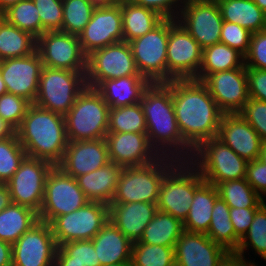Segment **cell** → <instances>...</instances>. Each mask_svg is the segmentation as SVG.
<instances>
[{
    "mask_svg": "<svg viewBox=\"0 0 266 266\" xmlns=\"http://www.w3.org/2000/svg\"><path fill=\"white\" fill-rule=\"evenodd\" d=\"M172 99L181 136L193 150L217 137L223 113L202 81L172 80Z\"/></svg>",
    "mask_w": 266,
    "mask_h": 266,
    "instance_id": "obj_1",
    "label": "cell"
},
{
    "mask_svg": "<svg viewBox=\"0 0 266 266\" xmlns=\"http://www.w3.org/2000/svg\"><path fill=\"white\" fill-rule=\"evenodd\" d=\"M140 104L146 119L150 145L159 156L190 161L194 150L183 140L172 99V81L151 83Z\"/></svg>",
    "mask_w": 266,
    "mask_h": 266,
    "instance_id": "obj_2",
    "label": "cell"
},
{
    "mask_svg": "<svg viewBox=\"0 0 266 266\" xmlns=\"http://www.w3.org/2000/svg\"><path fill=\"white\" fill-rule=\"evenodd\" d=\"M27 156L57 166L68 145L64 115L30 104L15 131Z\"/></svg>",
    "mask_w": 266,
    "mask_h": 266,
    "instance_id": "obj_3",
    "label": "cell"
},
{
    "mask_svg": "<svg viewBox=\"0 0 266 266\" xmlns=\"http://www.w3.org/2000/svg\"><path fill=\"white\" fill-rule=\"evenodd\" d=\"M178 162L176 159L160 156L147 165L123 167L111 203L157 204L161 182Z\"/></svg>",
    "mask_w": 266,
    "mask_h": 266,
    "instance_id": "obj_4",
    "label": "cell"
},
{
    "mask_svg": "<svg viewBox=\"0 0 266 266\" xmlns=\"http://www.w3.org/2000/svg\"><path fill=\"white\" fill-rule=\"evenodd\" d=\"M109 105L95 89L87 87L64 116L68 142L103 139L108 133Z\"/></svg>",
    "mask_w": 266,
    "mask_h": 266,
    "instance_id": "obj_5",
    "label": "cell"
},
{
    "mask_svg": "<svg viewBox=\"0 0 266 266\" xmlns=\"http://www.w3.org/2000/svg\"><path fill=\"white\" fill-rule=\"evenodd\" d=\"M205 182H221L246 178L247 161L217 137L203 141L189 161Z\"/></svg>",
    "mask_w": 266,
    "mask_h": 266,
    "instance_id": "obj_6",
    "label": "cell"
},
{
    "mask_svg": "<svg viewBox=\"0 0 266 266\" xmlns=\"http://www.w3.org/2000/svg\"><path fill=\"white\" fill-rule=\"evenodd\" d=\"M85 73L43 66L34 104L65 116L87 86Z\"/></svg>",
    "mask_w": 266,
    "mask_h": 266,
    "instance_id": "obj_7",
    "label": "cell"
},
{
    "mask_svg": "<svg viewBox=\"0 0 266 266\" xmlns=\"http://www.w3.org/2000/svg\"><path fill=\"white\" fill-rule=\"evenodd\" d=\"M204 182L189 161H179L163 178L157 208L182 222L187 218L195 190Z\"/></svg>",
    "mask_w": 266,
    "mask_h": 266,
    "instance_id": "obj_8",
    "label": "cell"
},
{
    "mask_svg": "<svg viewBox=\"0 0 266 266\" xmlns=\"http://www.w3.org/2000/svg\"><path fill=\"white\" fill-rule=\"evenodd\" d=\"M169 19H163L147 34L129 43L137 70L151 83H167Z\"/></svg>",
    "mask_w": 266,
    "mask_h": 266,
    "instance_id": "obj_9",
    "label": "cell"
},
{
    "mask_svg": "<svg viewBox=\"0 0 266 266\" xmlns=\"http://www.w3.org/2000/svg\"><path fill=\"white\" fill-rule=\"evenodd\" d=\"M87 202L89 200L79 187L77 179L54 166L46 179L44 199L38 218L50 224L56 217L76 211Z\"/></svg>",
    "mask_w": 266,
    "mask_h": 266,
    "instance_id": "obj_10",
    "label": "cell"
},
{
    "mask_svg": "<svg viewBox=\"0 0 266 266\" xmlns=\"http://www.w3.org/2000/svg\"><path fill=\"white\" fill-rule=\"evenodd\" d=\"M140 75L128 42L122 41L93 51L86 59L87 87L97 88L103 81Z\"/></svg>",
    "mask_w": 266,
    "mask_h": 266,
    "instance_id": "obj_11",
    "label": "cell"
},
{
    "mask_svg": "<svg viewBox=\"0 0 266 266\" xmlns=\"http://www.w3.org/2000/svg\"><path fill=\"white\" fill-rule=\"evenodd\" d=\"M108 220V204L89 201L76 211L56 217L50 226L59 247L70 241L93 239Z\"/></svg>",
    "mask_w": 266,
    "mask_h": 266,
    "instance_id": "obj_12",
    "label": "cell"
},
{
    "mask_svg": "<svg viewBox=\"0 0 266 266\" xmlns=\"http://www.w3.org/2000/svg\"><path fill=\"white\" fill-rule=\"evenodd\" d=\"M167 82L195 79L202 63V48L184 26L169 19L167 43Z\"/></svg>",
    "mask_w": 266,
    "mask_h": 266,
    "instance_id": "obj_13",
    "label": "cell"
},
{
    "mask_svg": "<svg viewBox=\"0 0 266 266\" xmlns=\"http://www.w3.org/2000/svg\"><path fill=\"white\" fill-rule=\"evenodd\" d=\"M54 165L48 161L26 156L19 169L6 183L13 203L29 207L39 213L45 183Z\"/></svg>",
    "mask_w": 266,
    "mask_h": 266,
    "instance_id": "obj_14",
    "label": "cell"
},
{
    "mask_svg": "<svg viewBox=\"0 0 266 266\" xmlns=\"http://www.w3.org/2000/svg\"><path fill=\"white\" fill-rule=\"evenodd\" d=\"M36 50L45 67L86 72L87 56L78 35L46 31L37 38Z\"/></svg>",
    "mask_w": 266,
    "mask_h": 266,
    "instance_id": "obj_15",
    "label": "cell"
},
{
    "mask_svg": "<svg viewBox=\"0 0 266 266\" xmlns=\"http://www.w3.org/2000/svg\"><path fill=\"white\" fill-rule=\"evenodd\" d=\"M177 21L202 49L220 43L223 19L216 0H186Z\"/></svg>",
    "mask_w": 266,
    "mask_h": 266,
    "instance_id": "obj_16",
    "label": "cell"
},
{
    "mask_svg": "<svg viewBox=\"0 0 266 266\" xmlns=\"http://www.w3.org/2000/svg\"><path fill=\"white\" fill-rule=\"evenodd\" d=\"M57 249L50 224L39 220L12 244V266H53Z\"/></svg>",
    "mask_w": 266,
    "mask_h": 266,
    "instance_id": "obj_17",
    "label": "cell"
},
{
    "mask_svg": "<svg viewBox=\"0 0 266 266\" xmlns=\"http://www.w3.org/2000/svg\"><path fill=\"white\" fill-rule=\"evenodd\" d=\"M83 53L123 41L121 1L111 6L96 7L89 23L78 35Z\"/></svg>",
    "mask_w": 266,
    "mask_h": 266,
    "instance_id": "obj_18",
    "label": "cell"
},
{
    "mask_svg": "<svg viewBox=\"0 0 266 266\" xmlns=\"http://www.w3.org/2000/svg\"><path fill=\"white\" fill-rule=\"evenodd\" d=\"M202 82L223 114L239 113L249 99L245 65L209 74Z\"/></svg>",
    "mask_w": 266,
    "mask_h": 266,
    "instance_id": "obj_19",
    "label": "cell"
},
{
    "mask_svg": "<svg viewBox=\"0 0 266 266\" xmlns=\"http://www.w3.org/2000/svg\"><path fill=\"white\" fill-rule=\"evenodd\" d=\"M43 63L37 50L27 56L0 61V74L8 93L35 102Z\"/></svg>",
    "mask_w": 266,
    "mask_h": 266,
    "instance_id": "obj_20",
    "label": "cell"
},
{
    "mask_svg": "<svg viewBox=\"0 0 266 266\" xmlns=\"http://www.w3.org/2000/svg\"><path fill=\"white\" fill-rule=\"evenodd\" d=\"M105 141L109 160L122 167L147 165L160 157L146 133H107Z\"/></svg>",
    "mask_w": 266,
    "mask_h": 266,
    "instance_id": "obj_21",
    "label": "cell"
},
{
    "mask_svg": "<svg viewBox=\"0 0 266 266\" xmlns=\"http://www.w3.org/2000/svg\"><path fill=\"white\" fill-rule=\"evenodd\" d=\"M105 138L68 142L62 161L57 165L65 174L77 178L104 167L109 162Z\"/></svg>",
    "mask_w": 266,
    "mask_h": 266,
    "instance_id": "obj_22",
    "label": "cell"
},
{
    "mask_svg": "<svg viewBox=\"0 0 266 266\" xmlns=\"http://www.w3.org/2000/svg\"><path fill=\"white\" fill-rule=\"evenodd\" d=\"M228 253L205 233L184 231L175 245L178 266H218Z\"/></svg>",
    "mask_w": 266,
    "mask_h": 266,
    "instance_id": "obj_23",
    "label": "cell"
},
{
    "mask_svg": "<svg viewBox=\"0 0 266 266\" xmlns=\"http://www.w3.org/2000/svg\"><path fill=\"white\" fill-rule=\"evenodd\" d=\"M217 138L247 162L258 159L263 143L258 133L238 113L222 115Z\"/></svg>",
    "mask_w": 266,
    "mask_h": 266,
    "instance_id": "obj_24",
    "label": "cell"
},
{
    "mask_svg": "<svg viewBox=\"0 0 266 266\" xmlns=\"http://www.w3.org/2000/svg\"><path fill=\"white\" fill-rule=\"evenodd\" d=\"M109 220L131 241H139L157 212L156 203H110Z\"/></svg>",
    "mask_w": 266,
    "mask_h": 266,
    "instance_id": "obj_25",
    "label": "cell"
},
{
    "mask_svg": "<svg viewBox=\"0 0 266 266\" xmlns=\"http://www.w3.org/2000/svg\"><path fill=\"white\" fill-rule=\"evenodd\" d=\"M100 266L131 261L132 243L110 220L91 239Z\"/></svg>",
    "mask_w": 266,
    "mask_h": 266,
    "instance_id": "obj_26",
    "label": "cell"
},
{
    "mask_svg": "<svg viewBox=\"0 0 266 266\" xmlns=\"http://www.w3.org/2000/svg\"><path fill=\"white\" fill-rule=\"evenodd\" d=\"M151 82L142 75H132L103 81L96 90L109 108L124 107L140 103L143 93Z\"/></svg>",
    "mask_w": 266,
    "mask_h": 266,
    "instance_id": "obj_27",
    "label": "cell"
},
{
    "mask_svg": "<svg viewBox=\"0 0 266 266\" xmlns=\"http://www.w3.org/2000/svg\"><path fill=\"white\" fill-rule=\"evenodd\" d=\"M123 167L109 161L104 167L77 177V182L89 201L110 204Z\"/></svg>",
    "mask_w": 266,
    "mask_h": 266,
    "instance_id": "obj_28",
    "label": "cell"
},
{
    "mask_svg": "<svg viewBox=\"0 0 266 266\" xmlns=\"http://www.w3.org/2000/svg\"><path fill=\"white\" fill-rule=\"evenodd\" d=\"M218 197L216 186L204 181L195 190L190 210L183 222L184 231L206 234L211 222L212 209Z\"/></svg>",
    "mask_w": 266,
    "mask_h": 266,
    "instance_id": "obj_29",
    "label": "cell"
},
{
    "mask_svg": "<svg viewBox=\"0 0 266 266\" xmlns=\"http://www.w3.org/2000/svg\"><path fill=\"white\" fill-rule=\"evenodd\" d=\"M223 21L248 29L251 33L266 28V14L253 0H216Z\"/></svg>",
    "mask_w": 266,
    "mask_h": 266,
    "instance_id": "obj_30",
    "label": "cell"
},
{
    "mask_svg": "<svg viewBox=\"0 0 266 266\" xmlns=\"http://www.w3.org/2000/svg\"><path fill=\"white\" fill-rule=\"evenodd\" d=\"M123 41L130 42L147 34L164 18L153 10L121 0Z\"/></svg>",
    "mask_w": 266,
    "mask_h": 266,
    "instance_id": "obj_31",
    "label": "cell"
},
{
    "mask_svg": "<svg viewBox=\"0 0 266 266\" xmlns=\"http://www.w3.org/2000/svg\"><path fill=\"white\" fill-rule=\"evenodd\" d=\"M38 221L36 211L11 202L0 211V240L13 244Z\"/></svg>",
    "mask_w": 266,
    "mask_h": 266,
    "instance_id": "obj_32",
    "label": "cell"
},
{
    "mask_svg": "<svg viewBox=\"0 0 266 266\" xmlns=\"http://www.w3.org/2000/svg\"><path fill=\"white\" fill-rule=\"evenodd\" d=\"M244 56L223 43L202 49V63L196 80L203 81L209 74L241 68Z\"/></svg>",
    "mask_w": 266,
    "mask_h": 266,
    "instance_id": "obj_33",
    "label": "cell"
},
{
    "mask_svg": "<svg viewBox=\"0 0 266 266\" xmlns=\"http://www.w3.org/2000/svg\"><path fill=\"white\" fill-rule=\"evenodd\" d=\"M184 232L183 222L169 213L157 210L153 219L146 226L139 242L175 247L176 241Z\"/></svg>",
    "mask_w": 266,
    "mask_h": 266,
    "instance_id": "obj_34",
    "label": "cell"
},
{
    "mask_svg": "<svg viewBox=\"0 0 266 266\" xmlns=\"http://www.w3.org/2000/svg\"><path fill=\"white\" fill-rule=\"evenodd\" d=\"M37 38L0 16V61L24 57L36 51Z\"/></svg>",
    "mask_w": 266,
    "mask_h": 266,
    "instance_id": "obj_35",
    "label": "cell"
},
{
    "mask_svg": "<svg viewBox=\"0 0 266 266\" xmlns=\"http://www.w3.org/2000/svg\"><path fill=\"white\" fill-rule=\"evenodd\" d=\"M229 211L230 207L218 197L212 209L211 222L206 235L228 252H236L241 238L235 233Z\"/></svg>",
    "mask_w": 266,
    "mask_h": 266,
    "instance_id": "obj_36",
    "label": "cell"
},
{
    "mask_svg": "<svg viewBox=\"0 0 266 266\" xmlns=\"http://www.w3.org/2000/svg\"><path fill=\"white\" fill-rule=\"evenodd\" d=\"M218 195L230 208H259L263 200L246 178L221 182L216 185Z\"/></svg>",
    "mask_w": 266,
    "mask_h": 266,
    "instance_id": "obj_37",
    "label": "cell"
},
{
    "mask_svg": "<svg viewBox=\"0 0 266 266\" xmlns=\"http://www.w3.org/2000/svg\"><path fill=\"white\" fill-rule=\"evenodd\" d=\"M146 133L147 125L140 103L110 108L108 133Z\"/></svg>",
    "mask_w": 266,
    "mask_h": 266,
    "instance_id": "obj_38",
    "label": "cell"
},
{
    "mask_svg": "<svg viewBox=\"0 0 266 266\" xmlns=\"http://www.w3.org/2000/svg\"><path fill=\"white\" fill-rule=\"evenodd\" d=\"M0 16L8 23L29 32L36 38L41 36V20L33 0H21Z\"/></svg>",
    "mask_w": 266,
    "mask_h": 266,
    "instance_id": "obj_39",
    "label": "cell"
},
{
    "mask_svg": "<svg viewBox=\"0 0 266 266\" xmlns=\"http://www.w3.org/2000/svg\"><path fill=\"white\" fill-rule=\"evenodd\" d=\"M131 263L132 266H170L175 263V247L133 242Z\"/></svg>",
    "mask_w": 266,
    "mask_h": 266,
    "instance_id": "obj_40",
    "label": "cell"
},
{
    "mask_svg": "<svg viewBox=\"0 0 266 266\" xmlns=\"http://www.w3.org/2000/svg\"><path fill=\"white\" fill-rule=\"evenodd\" d=\"M95 8L89 0H63L61 32L79 35L89 23Z\"/></svg>",
    "mask_w": 266,
    "mask_h": 266,
    "instance_id": "obj_41",
    "label": "cell"
},
{
    "mask_svg": "<svg viewBox=\"0 0 266 266\" xmlns=\"http://www.w3.org/2000/svg\"><path fill=\"white\" fill-rule=\"evenodd\" d=\"M54 263H77L81 266H100L91 240H76L61 244Z\"/></svg>",
    "mask_w": 266,
    "mask_h": 266,
    "instance_id": "obj_42",
    "label": "cell"
},
{
    "mask_svg": "<svg viewBox=\"0 0 266 266\" xmlns=\"http://www.w3.org/2000/svg\"><path fill=\"white\" fill-rule=\"evenodd\" d=\"M250 246L266 261V202L256 210L253 222L240 239L236 253L245 256L244 251Z\"/></svg>",
    "mask_w": 266,
    "mask_h": 266,
    "instance_id": "obj_43",
    "label": "cell"
},
{
    "mask_svg": "<svg viewBox=\"0 0 266 266\" xmlns=\"http://www.w3.org/2000/svg\"><path fill=\"white\" fill-rule=\"evenodd\" d=\"M26 156L16 132L0 140V183L6 184L11 179Z\"/></svg>",
    "mask_w": 266,
    "mask_h": 266,
    "instance_id": "obj_44",
    "label": "cell"
},
{
    "mask_svg": "<svg viewBox=\"0 0 266 266\" xmlns=\"http://www.w3.org/2000/svg\"><path fill=\"white\" fill-rule=\"evenodd\" d=\"M30 104L25 98L6 92L0 96V117L16 131Z\"/></svg>",
    "mask_w": 266,
    "mask_h": 266,
    "instance_id": "obj_45",
    "label": "cell"
},
{
    "mask_svg": "<svg viewBox=\"0 0 266 266\" xmlns=\"http://www.w3.org/2000/svg\"><path fill=\"white\" fill-rule=\"evenodd\" d=\"M41 20V35L46 31H61L63 0H33Z\"/></svg>",
    "mask_w": 266,
    "mask_h": 266,
    "instance_id": "obj_46",
    "label": "cell"
},
{
    "mask_svg": "<svg viewBox=\"0 0 266 266\" xmlns=\"http://www.w3.org/2000/svg\"><path fill=\"white\" fill-rule=\"evenodd\" d=\"M258 133L262 142H266V102L248 99L238 113Z\"/></svg>",
    "mask_w": 266,
    "mask_h": 266,
    "instance_id": "obj_47",
    "label": "cell"
},
{
    "mask_svg": "<svg viewBox=\"0 0 266 266\" xmlns=\"http://www.w3.org/2000/svg\"><path fill=\"white\" fill-rule=\"evenodd\" d=\"M251 32L238 24L223 21L220 43L237 50L243 56L249 49Z\"/></svg>",
    "mask_w": 266,
    "mask_h": 266,
    "instance_id": "obj_48",
    "label": "cell"
},
{
    "mask_svg": "<svg viewBox=\"0 0 266 266\" xmlns=\"http://www.w3.org/2000/svg\"><path fill=\"white\" fill-rule=\"evenodd\" d=\"M244 63L245 67L266 70V30L251 34Z\"/></svg>",
    "mask_w": 266,
    "mask_h": 266,
    "instance_id": "obj_49",
    "label": "cell"
},
{
    "mask_svg": "<svg viewBox=\"0 0 266 266\" xmlns=\"http://www.w3.org/2000/svg\"><path fill=\"white\" fill-rule=\"evenodd\" d=\"M133 4L155 11L164 19L177 20L186 0H129ZM179 10V11H178Z\"/></svg>",
    "mask_w": 266,
    "mask_h": 266,
    "instance_id": "obj_50",
    "label": "cell"
},
{
    "mask_svg": "<svg viewBox=\"0 0 266 266\" xmlns=\"http://www.w3.org/2000/svg\"><path fill=\"white\" fill-rule=\"evenodd\" d=\"M246 180L263 199L266 195V164L259 159L247 163Z\"/></svg>",
    "mask_w": 266,
    "mask_h": 266,
    "instance_id": "obj_51",
    "label": "cell"
},
{
    "mask_svg": "<svg viewBox=\"0 0 266 266\" xmlns=\"http://www.w3.org/2000/svg\"><path fill=\"white\" fill-rule=\"evenodd\" d=\"M248 95L266 102V70L246 67Z\"/></svg>",
    "mask_w": 266,
    "mask_h": 266,
    "instance_id": "obj_52",
    "label": "cell"
},
{
    "mask_svg": "<svg viewBox=\"0 0 266 266\" xmlns=\"http://www.w3.org/2000/svg\"><path fill=\"white\" fill-rule=\"evenodd\" d=\"M258 208H230V219L235 233L242 238L253 222Z\"/></svg>",
    "mask_w": 266,
    "mask_h": 266,
    "instance_id": "obj_53",
    "label": "cell"
},
{
    "mask_svg": "<svg viewBox=\"0 0 266 266\" xmlns=\"http://www.w3.org/2000/svg\"><path fill=\"white\" fill-rule=\"evenodd\" d=\"M218 266H258L248 261L245 256L236 252H228Z\"/></svg>",
    "mask_w": 266,
    "mask_h": 266,
    "instance_id": "obj_54",
    "label": "cell"
},
{
    "mask_svg": "<svg viewBox=\"0 0 266 266\" xmlns=\"http://www.w3.org/2000/svg\"><path fill=\"white\" fill-rule=\"evenodd\" d=\"M0 266H12V244L0 240Z\"/></svg>",
    "mask_w": 266,
    "mask_h": 266,
    "instance_id": "obj_55",
    "label": "cell"
},
{
    "mask_svg": "<svg viewBox=\"0 0 266 266\" xmlns=\"http://www.w3.org/2000/svg\"><path fill=\"white\" fill-rule=\"evenodd\" d=\"M11 202L7 184L0 183V211L4 210Z\"/></svg>",
    "mask_w": 266,
    "mask_h": 266,
    "instance_id": "obj_56",
    "label": "cell"
},
{
    "mask_svg": "<svg viewBox=\"0 0 266 266\" xmlns=\"http://www.w3.org/2000/svg\"><path fill=\"white\" fill-rule=\"evenodd\" d=\"M15 130L0 117V140L11 137Z\"/></svg>",
    "mask_w": 266,
    "mask_h": 266,
    "instance_id": "obj_57",
    "label": "cell"
},
{
    "mask_svg": "<svg viewBox=\"0 0 266 266\" xmlns=\"http://www.w3.org/2000/svg\"><path fill=\"white\" fill-rule=\"evenodd\" d=\"M95 7L111 6L119 3L121 0H89Z\"/></svg>",
    "mask_w": 266,
    "mask_h": 266,
    "instance_id": "obj_58",
    "label": "cell"
},
{
    "mask_svg": "<svg viewBox=\"0 0 266 266\" xmlns=\"http://www.w3.org/2000/svg\"><path fill=\"white\" fill-rule=\"evenodd\" d=\"M19 1L21 0H0V15L11 6L17 4Z\"/></svg>",
    "mask_w": 266,
    "mask_h": 266,
    "instance_id": "obj_59",
    "label": "cell"
},
{
    "mask_svg": "<svg viewBox=\"0 0 266 266\" xmlns=\"http://www.w3.org/2000/svg\"><path fill=\"white\" fill-rule=\"evenodd\" d=\"M258 159L263 163L266 164V142H263L260 149V154Z\"/></svg>",
    "mask_w": 266,
    "mask_h": 266,
    "instance_id": "obj_60",
    "label": "cell"
},
{
    "mask_svg": "<svg viewBox=\"0 0 266 266\" xmlns=\"http://www.w3.org/2000/svg\"><path fill=\"white\" fill-rule=\"evenodd\" d=\"M253 1L266 14V0H253Z\"/></svg>",
    "mask_w": 266,
    "mask_h": 266,
    "instance_id": "obj_61",
    "label": "cell"
},
{
    "mask_svg": "<svg viewBox=\"0 0 266 266\" xmlns=\"http://www.w3.org/2000/svg\"><path fill=\"white\" fill-rule=\"evenodd\" d=\"M7 92L5 82L0 74V96Z\"/></svg>",
    "mask_w": 266,
    "mask_h": 266,
    "instance_id": "obj_62",
    "label": "cell"
},
{
    "mask_svg": "<svg viewBox=\"0 0 266 266\" xmlns=\"http://www.w3.org/2000/svg\"><path fill=\"white\" fill-rule=\"evenodd\" d=\"M53 266H81V265H78L77 263H54Z\"/></svg>",
    "mask_w": 266,
    "mask_h": 266,
    "instance_id": "obj_63",
    "label": "cell"
},
{
    "mask_svg": "<svg viewBox=\"0 0 266 266\" xmlns=\"http://www.w3.org/2000/svg\"><path fill=\"white\" fill-rule=\"evenodd\" d=\"M109 266H132V263H131V261H125V262L120 263V264L109 265Z\"/></svg>",
    "mask_w": 266,
    "mask_h": 266,
    "instance_id": "obj_64",
    "label": "cell"
},
{
    "mask_svg": "<svg viewBox=\"0 0 266 266\" xmlns=\"http://www.w3.org/2000/svg\"><path fill=\"white\" fill-rule=\"evenodd\" d=\"M170 266H178L176 263H173L172 265H170Z\"/></svg>",
    "mask_w": 266,
    "mask_h": 266,
    "instance_id": "obj_65",
    "label": "cell"
}]
</instances>
